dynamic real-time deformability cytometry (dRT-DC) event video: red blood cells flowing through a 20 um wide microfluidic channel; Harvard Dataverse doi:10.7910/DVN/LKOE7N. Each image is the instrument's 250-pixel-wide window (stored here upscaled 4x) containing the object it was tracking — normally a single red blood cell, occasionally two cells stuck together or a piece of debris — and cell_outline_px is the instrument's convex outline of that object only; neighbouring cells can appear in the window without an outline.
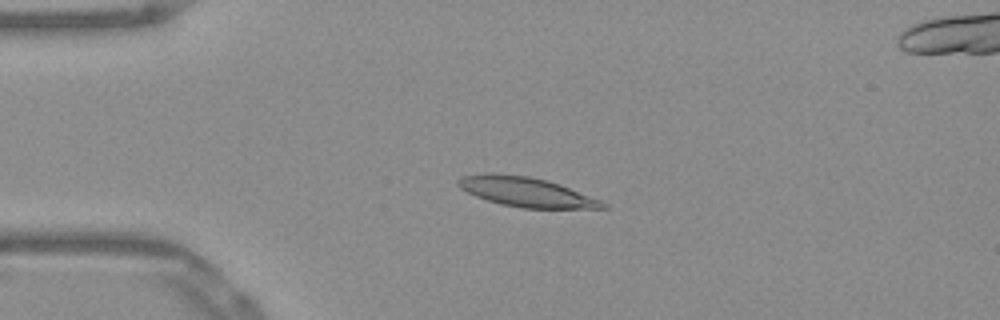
{"species": "Egyptian fruit bat (a non-hibernating species)", "species_latin": "Rousettus aegyptiacus", "temperature_condition": "warm", "stored_images_in_passage": 54, "segment_of_instrument_passage": [1, 2], "camera_frame_rate_fps": 3000, "um_per_image_px": 0.085, "frame": {"image": 1, "passage_image": 13, "time_ms": 4.0, "image_size_px": [1000, 320], "cell_outline_px": [[608, 208], [520, 208], [500, 204], [476, 196], [460, 188], [456, 184], [456, 180], [460, 176], [488, 172], [492, 172], [528, 176], [548, 180], [560, 184], [600, 200], [608, 204]], "centroid_in_image_um": [44.68, 16.3], "position_along_channel_um": 40.3, "area_um2": 25.03}}
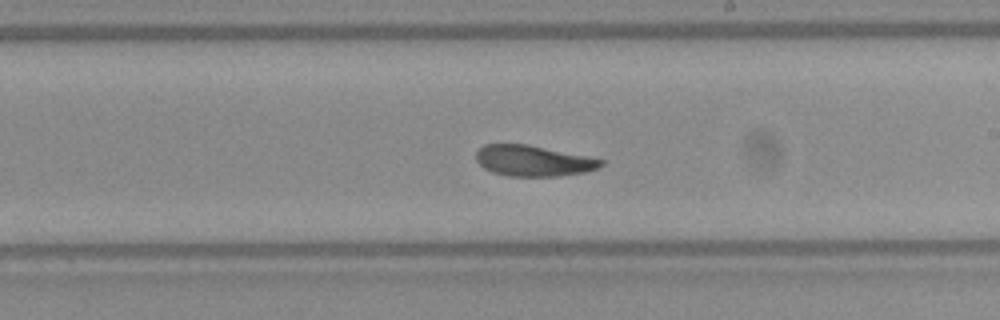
{"frame": {"image": 2, "passage_image": 31, "time_ms": 10.0, "image_size_px": [1000, 320], "cell_outline_px": [[604, 164], [600, 168], [584, 172], [560, 176], [508, 176], [492, 172], [484, 168], [476, 160], [476, 152], [484, 144], [528, 144], [588, 156], [604, 160]], "centroid_in_image_um": [45.35, 13.66], "position_along_channel_um": 243.7, "area_um2": 22.54}}
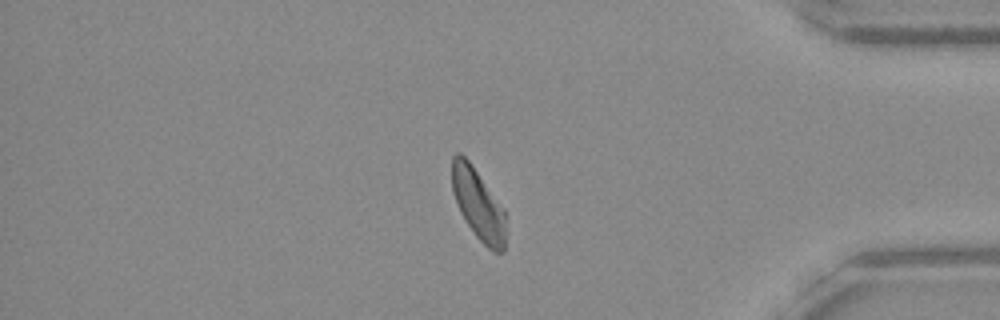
{"frame": {"image": 3, "passage_image": 45, "time_ms": 14.667, "image_size_px": [1000, 320], "cell_outline_px": [[504, 252], [492, 252], [476, 236], [460, 212], [452, 192], [452, 156], [456, 152], [460, 152], [468, 160], [504, 208]], "centroid_in_image_um": [40.62, 17.35], "position_along_channel_um": 394.6, "area_um2": 21.91}}